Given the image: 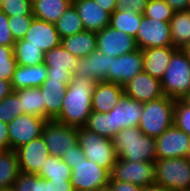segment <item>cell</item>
I'll return each instance as SVG.
<instances>
[{"instance_id":"cell-7","label":"cell","mask_w":190,"mask_h":191,"mask_svg":"<svg viewBox=\"0 0 190 191\" xmlns=\"http://www.w3.org/2000/svg\"><path fill=\"white\" fill-rule=\"evenodd\" d=\"M110 172L95 162L84 158L74 164L70 182L75 191H102L109 187Z\"/></svg>"},{"instance_id":"cell-37","label":"cell","mask_w":190,"mask_h":191,"mask_svg":"<svg viewBox=\"0 0 190 191\" xmlns=\"http://www.w3.org/2000/svg\"><path fill=\"white\" fill-rule=\"evenodd\" d=\"M23 114L19 97L14 91L0 101V121L9 123Z\"/></svg>"},{"instance_id":"cell-10","label":"cell","mask_w":190,"mask_h":191,"mask_svg":"<svg viewBox=\"0 0 190 191\" xmlns=\"http://www.w3.org/2000/svg\"><path fill=\"white\" fill-rule=\"evenodd\" d=\"M47 120L40 116L19 115L8 123L10 149L15 151L24 144L40 137Z\"/></svg>"},{"instance_id":"cell-26","label":"cell","mask_w":190,"mask_h":191,"mask_svg":"<svg viewBox=\"0 0 190 191\" xmlns=\"http://www.w3.org/2000/svg\"><path fill=\"white\" fill-rule=\"evenodd\" d=\"M169 24L173 47L184 49L190 44V10L175 11Z\"/></svg>"},{"instance_id":"cell-58","label":"cell","mask_w":190,"mask_h":191,"mask_svg":"<svg viewBox=\"0 0 190 191\" xmlns=\"http://www.w3.org/2000/svg\"><path fill=\"white\" fill-rule=\"evenodd\" d=\"M0 191H10V188H0Z\"/></svg>"},{"instance_id":"cell-3","label":"cell","mask_w":190,"mask_h":191,"mask_svg":"<svg viewBox=\"0 0 190 191\" xmlns=\"http://www.w3.org/2000/svg\"><path fill=\"white\" fill-rule=\"evenodd\" d=\"M165 96L183 100L190 90V59L183 49H177L161 79Z\"/></svg>"},{"instance_id":"cell-22","label":"cell","mask_w":190,"mask_h":191,"mask_svg":"<svg viewBox=\"0 0 190 191\" xmlns=\"http://www.w3.org/2000/svg\"><path fill=\"white\" fill-rule=\"evenodd\" d=\"M177 49L173 46L146 48L143 52V71L161 80L169 65L172 54Z\"/></svg>"},{"instance_id":"cell-12","label":"cell","mask_w":190,"mask_h":191,"mask_svg":"<svg viewBox=\"0 0 190 191\" xmlns=\"http://www.w3.org/2000/svg\"><path fill=\"white\" fill-rule=\"evenodd\" d=\"M143 71V52L141 49L110 57V70L106 82L124 85Z\"/></svg>"},{"instance_id":"cell-16","label":"cell","mask_w":190,"mask_h":191,"mask_svg":"<svg viewBox=\"0 0 190 191\" xmlns=\"http://www.w3.org/2000/svg\"><path fill=\"white\" fill-rule=\"evenodd\" d=\"M124 95L141 103L150 102L164 95L161 80L142 71L123 85Z\"/></svg>"},{"instance_id":"cell-38","label":"cell","mask_w":190,"mask_h":191,"mask_svg":"<svg viewBox=\"0 0 190 191\" xmlns=\"http://www.w3.org/2000/svg\"><path fill=\"white\" fill-rule=\"evenodd\" d=\"M174 12L165 0H148L143 16L169 22Z\"/></svg>"},{"instance_id":"cell-46","label":"cell","mask_w":190,"mask_h":191,"mask_svg":"<svg viewBox=\"0 0 190 191\" xmlns=\"http://www.w3.org/2000/svg\"><path fill=\"white\" fill-rule=\"evenodd\" d=\"M73 78V72L67 69L64 71L47 68V79L45 81H60L68 85Z\"/></svg>"},{"instance_id":"cell-50","label":"cell","mask_w":190,"mask_h":191,"mask_svg":"<svg viewBox=\"0 0 190 191\" xmlns=\"http://www.w3.org/2000/svg\"><path fill=\"white\" fill-rule=\"evenodd\" d=\"M174 11L189 10V0H165Z\"/></svg>"},{"instance_id":"cell-27","label":"cell","mask_w":190,"mask_h":191,"mask_svg":"<svg viewBox=\"0 0 190 191\" xmlns=\"http://www.w3.org/2000/svg\"><path fill=\"white\" fill-rule=\"evenodd\" d=\"M71 4L72 0H34L33 16L55 24Z\"/></svg>"},{"instance_id":"cell-8","label":"cell","mask_w":190,"mask_h":191,"mask_svg":"<svg viewBox=\"0 0 190 191\" xmlns=\"http://www.w3.org/2000/svg\"><path fill=\"white\" fill-rule=\"evenodd\" d=\"M42 138L50 155L62 157L65 152L78 144L77 127L47 120L42 129Z\"/></svg>"},{"instance_id":"cell-32","label":"cell","mask_w":190,"mask_h":191,"mask_svg":"<svg viewBox=\"0 0 190 191\" xmlns=\"http://www.w3.org/2000/svg\"><path fill=\"white\" fill-rule=\"evenodd\" d=\"M143 17V14L127 8L122 11L115 10L111 14L110 26L135 38Z\"/></svg>"},{"instance_id":"cell-42","label":"cell","mask_w":190,"mask_h":191,"mask_svg":"<svg viewBox=\"0 0 190 191\" xmlns=\"http://www.w3.org/2000/svg\"><path fill=\"white\" fill-rule=\"evenodd\" d=\"M33 15L11 16L8 20V25L14 40L23 39L30 28Z\"/></svg>"},{"instance_id":"cell-47","label":"cell","mask_w":190,"mask_h":191,"mask_svg":"<svg viewBox=\"0 0 190 191\" xmlns=\"http://www.w3.org/2000/svg\"><path fill=\"white\" fill-rule=\"evenodd\" d=\"M109 187L113 191H142L143 187L129 183V182H121V181H110Z\"/></svg>"},{"instance_id":"cell-48","label":"cell","mask_w":190,"mask_h":191,"mask_svg":"<svg viewBox=\"0 0 190 191\" xmlns=\"http://www.w3.org/2000/svg\"><path fill=\"white\" fill-rule=\"evenodd\" d=\"M10 150L8 123L0 121V151Z\"/></svg>"},{"instance_id":"cell-25","label":"cell","mask_w":190,"mask_h":191,"mask_svg":"<svg viewBox=\"0 0 190 191\" xmlns=\"http://www.w3.org/2000/svg\"><path fill=\"white\" fill-rule=\"evenodd\" d=\"M61 44L78 58L91 55L97 49L96 32L84 30L63 38Z\"/></svg>"},{"instance_id":"cell-56","label":"cell","mask_w":190,"mask_h":191,"mask_svg":"<svg viewBox=\"0 0 190 191\" xmlns=\"http://www.w3.org/2000/svg\"><path fill=\"white\" fill-rule=\"evenodd\" d=\"M186 158H187L188 160H190V146H189V150H188V152H187Z\"/></svg>"},{"instance_id":"cell-45","label":"cell","mask_w":190,"mask_h":191,"mask_svg":"<svg viewBox=\"0 0 190 191\" xmlns=\"http://www.w3.org/2000/svg\"><path fill=\"white\" fill-rule=\"evenodd\" d=\"M61 158L63 162H65L69 167H71V169H73L74 164L78 163L86 157L79 144H77L71 148L69 152H65Z\"/></svg>"},{"instance_id":"cell-44","label":"cell","mask_w":190,"mask_h":191,"mask_svg":"<svg viewBox=\"0 0 190 191\" xmlns=\"http://www.w3.org/2000/svg\"><path fill=\"white\" fill-rule=\"evenodd\" d=\"M148 0H116V11H122L125 8L143 14Z\"/></svg>"},{"instance_id":"cell-18","label":"cell","mask_w":190,"mask_h":191,"mask_svg":"<svg viewBox=\"0 0 190 191\" xmlns=\"http://www.w3.org/2000/svg\"><path fill=\"white\" fill-rule=\"evenodd\" d=\"M110 57L96 49L91 55L80 57L75 70L74 78H85L93 81H105L110 70Z\"/></svg>"},{"instance_id":"cell-23","label":"cell","mask_w":190,"mask_h":191,"mask_svg":"<svg viewBox=\"0 0 190 191\" xmlns=\"http://www.w3.org/2000/svg\"><path fill=\"white\" fill-rule=\"evenodd\" d=\"M47 79V67L45 64L34 66L17 65L11 81L12 90L41 87Z\"/></svg>"},{"instance_id":"cell-36","label":"cell","mask_w":190,"mask_h":191,"mask_svg":"<svg viewBox=\"0 0 190 191\" xmlns=\"http://www.w3.org/2000/svg\"><path fill=\"white\" fill-rule=\"evenodd\" d=\"M12 188L14 191H50V181L37 174L20 173Z\"/></svg>"},{"instance_id":"cell-30","label":"cell","mask_w":190,"mask_h":191,"mask_svg":"<svg viewBox=\"0 0 190 191\" xmlns=\"http://www.w3.org/2000/svg\"><path fill=\"white\" fill-rule=\"evenodd\" d=\"M13 52L19 66H34L44 63V52L28 41L23 39L15 40Z\"/></svg>"},{"instance_id":"cell-51","label":"cell","mask_w":190,"mask_h":191,"mask_svg":"<svg viewBox=\"0 0 190 191\" xmlns=\"http://www.w3.org/2000/svg\"><path fill=\"white\" fill-rule=\"evenodd\" d=\"M103 10L112 14L116 9V0H94Z\"/></svg>"},{"instance_id":"cell-28","label":"cell","mask_w":190,"mask_h":191,"mask_svg":"<svg viewBox=\"0 0 190 191\" xmlns=\"http://www.w3.org/2000/svg\"><path fill=\"white\" fill-rule=\"evenodd\" d=\"M14 92L19 97L24 114L45 118V103L40 87L18 89Z\"/></svg>"},{"instance_id":"cell-13","label":"cell","mask_w":190,"mask_h":191,"mask_svg":"<svg viewBox=\"0 0 190 191\" xmlns=\"http://www.w3.org/2000/svg\"><path fill=\"white\" fill-rule=\"evenodd\" d=\"M97 49L103 54L117 57L138 50L134 37L108 25L96 33Z\"/></svg>"},{"instance_id":"cell-1","label":"cell","mask_w":190,"mask_h":191,"mask_svg":"<svg viewBox=\"0 0 190 191\" xmlns=\"http://www.w3.org/2000/svg\"><path fill=\"white\" fill-rule=\"evenodd\" d=\"M96 81L72 78L67 85L62 109L55 121L68 126L83 127L92 112V93Z\"/></svg>"},{"instance_id":"cell-20","label":"cell","mask_w":190,"mask_h":191,"mask_svg":"<svg viewBox=\"0 0 190 191\" xmlns=\"http://www.w3.org/2000/svg\"><path fill=\"white\" fill-rule=\"evenodd\" d=\"M72 4L78 11L85 30L97 33L110 25L111 14L94 0H72Z\"/></svg>"},{"instance_id":"cell-55","label":"cell","mask_w":190,"mask_h":191,"mask_svg":"<svg viewBox=\"0 0 190 191\" xmlns=\"http://www.w3.org/2000/svg\"><path fill=\"white\" fill-rule=\"evenodd\" d=\"M183 100L186 101L190 105V90H189L187 96Z\"/></svg>"},{"instance_id":"cell-33","label":"cell","mask_w":190,"mask_h":191,"mask_svg":"<svg viewBox=\"0 0 190 191\" xmlns=\"http://www.w3.org/2000/svg\"><path fill=\"white\" fill-rule=\"evenodd\" d=\"M71 171V167L61 157L49 155L36 174L46 180L70 181Z\"/></svg>"},{"instance_id":"cell-52","label":"cell","mask_w":190,"mask_h":191,"mask_svg":"<svg viewBox=\"0 0 190 191\" xmlns=\"http://www.w3.org/2000/svg\"><path fill=\"white\" fill-rule=\"evenodd\" d=\"M12 91L11 82L0 79V101L8 96Z\"/></svg>"},{"instance_id":"cell-43","label":"cell","mask_w":190,"mask_h":191,"mask_svg":"<svg viewBox=\"0 0 190 191\" xmlns=\"http://www.w3.org/2000/svg\"><path fill=\"white\" fill-rule=\"evenodd\" d=\"M9 16L0 11V45L13 46L15 40L8 25Z\"/></svg>"},{"instance_id":"cell-29","label":"cell","mask_w":190,"mask_h":191,"mask_svg":"<svg viewBox=\"0 0 190 191\" xmlns=\"http://www.w3.org/2000/svg\"><path fill=\"white\" fill-rule=\"evenodd\" d=\"M20 173L16 151H0V188H12Z\"/></svg>"},{"instance_id":"cell-17","label":"cell","mask_w":190,"mask_h":191,"mask_svg":"<svg viewBox=\"0 0 190 191\" xmlns=\"http://www.w3.org/2000/svg\"><path fill=\"white\" fill-rule=\"evenodd\" d=\"M21 173L36 174L50 155L42 136L15 150Z\"/></svg>"},{"instance_id":"cell-21","label":"cell","mask_w":190,"mask_h":191,"mask_svg":"<svg viewBox=\"0 0 190 191\" xmlns=\"http://www.w3.org/2000/svg\"><path fill=\"white\" fill-rule=\"evenodd\" d=\"M123 95L122 85L106 81L96 82L92 93V111L110 112L120 102Z\"/></svg>"},{"instance_id":"cell-9","label":"cell","mask_w":190,"mask_h":191,"mask_svg":"<svg viewBox=\"0 0 190 191\" xmlns=\"http://www.w3.org/2000/svg\"><path fill=\"white\" fill-rule=\"evenodd\" d=\"M110 175V181L129 182L144 188L155 184V165L154 162L117 159Z\"/></svg>"},{"instance_id":"cell-39","label":"cell","mask_w":190,"mask_h":191,"mask_svg":"<svg viewBox=\"0 0 190 191\" xmlns=\"http://www.w3.org/2000/svg\"><path fill=\"white\" fill-rule=\"evenodd\" d=\"M16 66L13 46L0 45V79L11 82Z\"/></svg>"},{"instance_id":"cell-35","label":"cell","mask_w":190,"mask_h":191,"mask_svg":"<svg viewBox=\"0 0 190 191\" xmlns=\"http://www.w3.org/2000/svg\"><path fill=\"white\" fill-rule=\"evenodd\" d=\"M83 127L90 132L111 139L110 112L92 111Z\"/></svg>"},{"instance_id":"cell-2","label":"cell","mask_w":190,"mask_h":191,"mask_svg":"<svg viewBox=\"0 0 190 191\" xmlns=\"http://www.w3.org/2000/svg\"><path fill=\"white\" fill-rule=\"evenodd\" d=\"M113 145L118 159L136 162H155V139L142 133L138 126L127 127L116 133Z\"/></svg>"},{"instance_id":"cell-53","label":"cell","mask_w":190,"mask_h":191,"mask_svg":"<svg viewBox=\"0 0 190 191\" xmlns=\"http://www.w3.org/2000/svg\"><path fill=\"white\" fill-rule=\"evenodd\" d=\"M142 191H170V190H167L163 186H160V185H157V184H153V185H149L147 187H144L142 189Z\"/></svg>"},{"instance_id":"cell-19","label":"cell","mask_w":190,"mask_h":191,"mask_svg":"<svg viewBox=\"0 0 190 191\" xmlns=\"http://www.w3.org/2000/svg\"><path fill=\"white\" fill-rule=\"evenodd\" d=\"M28 44L40 48L44 53L61 45V37L55 24L34 18L25 37Z\"/></svg>"},{"instance_id":"cell-49","label":"cell","mask_w":190,"mask_h":191,"mask_svg":"<svg viewBox=\"0 0 190 191\" xmlns=\"http://www.w3.org/2000/svg\"><path fill=\"white\" fill-rule=\"evenodd\" d=\"M50 181V191H75L70 181Z\"/></svg>"},{"instance_id":"cell-41","label":"cell","mask_w":190,"mask_h":191,"mask_svg":"<svg viewBox=\"0 0 190 191\" xmlns=\"http://www.w3.org/2000/svg\"><path fill=\"white\" fill-rule=\"evenodd\" d=\"M0 11L9 17L21 15H33L32 0H3Z\"/></svg>"},{"instance_id":"cell-54","label":"cell","mask_w":190,"mask_h":191,"mask_svg":"<svg viewBox=\"0 0 190 191\" xmlns=\"http://www.w3.org/2000/svg\"><path fill=\"white\" fill-rule=\"evenodd\" d=\"M183 50L186 52V54L189 56L190 59V44L187 45Z\"/></svg>"},{"instance_id":"cell-31","label":"cell","mask_w":190,"mask_h":191,"mask_svg":"<svg viewBox=\"0 0 190 191\" xmlns=\"http://www.w3.org/2000/svg\"><path fill=\"white\" fill-rule=\"evenodd\" d=\"M79 58L66 50L62 44L44 53V64L47 68L64 71V69L74 72Z\"/></svg>"},{"instance_id":"cell-57","label":"cell","mask_w":190,"mask_h":191,"mask_svg":"<svg viewBox=\"0 0 190 191\" xmlns=\"http://www.w3.org/2000/svg\"><path fill=\"white\" fill-rule=\"evenodd\" d=\"M102 191H113V190L110 187H106Z\"/></svg>"},{"instance_id":"cell-11","label":"cell","mask_w":190,"mask_h":191,"mask_svg":"<svg viewBox=\"0 0 190 191\" xmlns=\"http://www.w3.org/2000/svg\"><path fill=\"white\" fill-rule=\"evenodd\" d=\"M139 49L173 46L170 35V24L154 18L143 17L136 37Z\"/></svg>"},{"instance_id":"cell-5","label":"cell","mask_w":190,"mask_h":191,"mask_svg":"<svg viewBox=\"0 0 190 191\" xmlns=\"http://www.w3.org/2000/svg\"><path fill=\"white\" fill-rule=\"evenodd\" d=\"M78 144L87 160L112 172L118 159L112 139L90 132L84 127H77Z\"/></svg>"},{"instance_id":"cell-6","label":"cell","mask_w":190,"mask_h":191,"mask_svg":"<svg viewBox=\"0 0 190 191\" xmlns=\"http://www.w3.org/2000/svg\"><path fill=\"white\" fill-rule=\"evenodd\" d=\"M155 184L170 191L190 188V160L186 157L156 159Z\"/></svg>"},{"instance_id":"cell-4","label":"cell","mask_w":190,"mask_h":191,"mask_svg":"<svg viewBox=\"0 0 190 191\" xmlns=\"http://www.w3.org/2000/svg\"><path fill=\"white\" fill-rule=\"evenodd\" d=\"M176 100L168 96L143 103L139 128L143 134L156 139L173 125Z\"/></svg>"},{"instance_id":"cell-34","label":"cell","mask_w":190,"mask_h":191,"mask_svg":"<svg viewBox=\"0 0 190 191\" xmlns=\"http://www.w3.org/2000/svg\"><path fill=\"white\" fill-rule=\"evenodd\" d=\"M55 27L61 39L85 30L78 11L73 4L65 10L60 19L55 23Z\"/></svg>"},{"instance_id":"cell-40","label":"cell","mask_w":190,"mask_h":191,"mask_svg":"<svg viewBox=\"0 0 190 191\" xmlns=\"http://www.w3.org/2000/svg\"><path fill=\"white\" fill-rule=\"evenodd\" d=\"M173 125L190 136V105L184 100H176Z\"/></svg>"},{"instance_id":"cell-24","label":"cell","mask_w":190,"mask_h":191,"mask_svg":"<svg viewBox=\"0 0 190 191\" xmlns=\"http://www.w3.org/2000/svg\"><path fill=\"white\" fill-rule=\"evenodd\" d=\"M67 85L60 81H44L40 90L45 103V119L55 120L62 109V101Z\"/></svg>"},{"instance_id":"cell-14","label":"cell","mask_w":190,"mask_h":191,"mask_svg":"<svg viewBox=\"0 0 190 191\" xmlns=\"http://www.w3.org/2000/svg\"><path fill=\"white\" fill-rule=\"evenodd\" d=\"M155 142L157 159L186 157L190 146V136L172 125L158 136Z\"/></svg>"},{"instance_id":"cell-15","label":"cell","mask_w":190,"mask_h":191,"mask_svg":"<svg viewBox=\"0 0 190 191\" xmlns=\"http://www.w3.org/2000/svg\"><path fill=\"white\" fill-rule=\"evenodd\" d=\"M142 113L143 103L123 95L110 111L111 139L123 128L139 126Z\"/></svg>"}]
</instances>
